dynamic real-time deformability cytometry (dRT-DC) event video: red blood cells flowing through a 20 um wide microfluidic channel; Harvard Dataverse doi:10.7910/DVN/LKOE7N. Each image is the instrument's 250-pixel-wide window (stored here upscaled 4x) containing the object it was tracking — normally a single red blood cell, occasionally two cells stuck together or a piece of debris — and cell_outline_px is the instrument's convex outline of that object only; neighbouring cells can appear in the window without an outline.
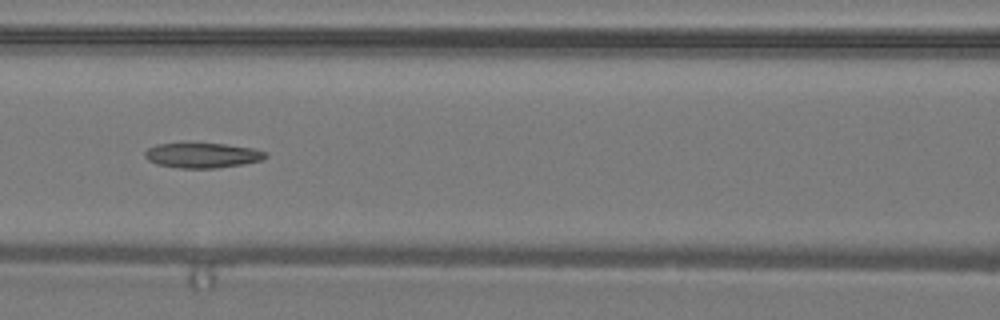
{"species": "common noctule bat (a hibernating species)", "species_latin": "Nyctalus noctula", "temperature_condition": "warm", "stored_images_in_passage": 27, "camera_frame_rate_fps": 3000, "um_per_image_px": 0.085, "animal": {"sex": "male", "body_mass_g": 19.2, "forearm_length_mm": 51.8}, "frame": {"image": 1, "passage_image": 8, "time_ms": 2.333, "image_size_px": [1000, 320], "cell_outline_px": [[268, 156], [260, 160], [244, 164], [216, 168], [180, 168], [156, 164], [148, 160], [144, 156], [144, 152], [148, 148], [156, 144], [224, 144], [252, 148], [268, 152]], "centroid_in_image_um": [17.2, 13.21], "position_along_channel_um": 149.4, "area_um2": 17.46}}
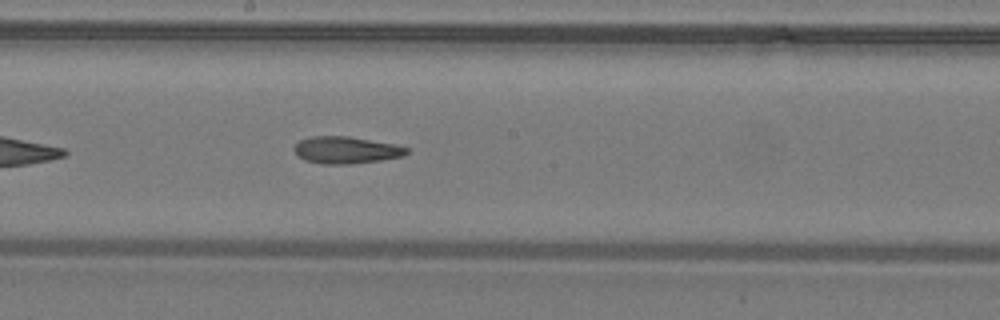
{"frame": {"image": 2, "passage_image": 12, "time_ms": 3.667, "image_size_px": [1000, 320], "cell_outline_px": [[408, 152], [400, 156], [380, 160], [348, 164], [320, 164], [304, 160], [296, 156], [292, 148], [300, 140], [312, 136], [348, 136], [396, 144], [408, 148]], "centroid_in_image_um": [29.35, 12.75], "position_along_channel_um": 218.8, "area_um2": 17.74}}